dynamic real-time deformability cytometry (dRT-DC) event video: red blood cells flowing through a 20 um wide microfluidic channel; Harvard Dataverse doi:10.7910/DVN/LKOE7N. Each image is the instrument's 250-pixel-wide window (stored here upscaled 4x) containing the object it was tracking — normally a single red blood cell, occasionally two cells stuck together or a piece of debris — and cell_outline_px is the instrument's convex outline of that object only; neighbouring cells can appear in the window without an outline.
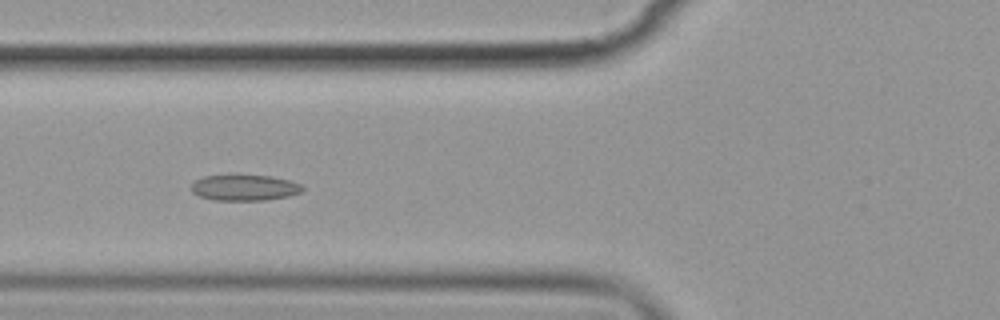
{"species": "common noctule bat (a hibernating species)", "species_latin": "Nyctalus noctula", "temperature_condition": "cold", "stored_images_in_passage": 7, "camera_frame_rate_fps": 3000, "um_per_image_px": 0.085, "animal": {"sex": "female", "body_mass_g": 19.9}, "frame": {"image": 1, "passage_image": 5, "time_ms": 5.667, "image_size_px": [1000, 320], "cell_outline_px": [[304, 192], [288, 196], [264, 200], [212, 200], [200, 196], [192, 192], [192, 184], [196, 180], [204, 176], [272, 176], [288, 180], [300, 184], [304, 188]], "centroid_in_image_um": [20.81, 15.96], "position_along_channel_um": 105.0, "area_um2": 16.53}}
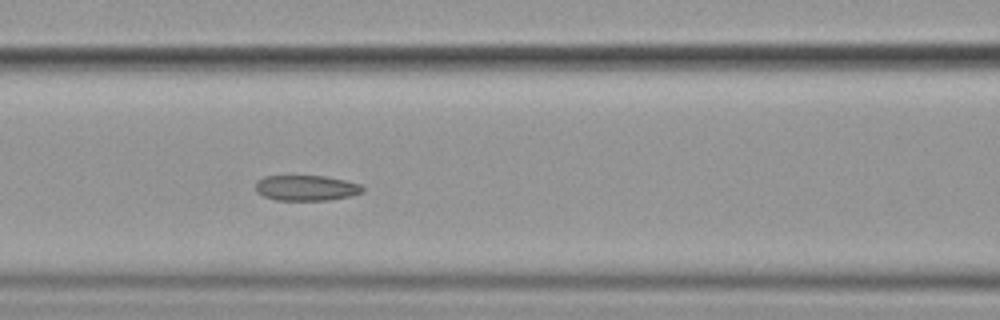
{"frame": {"image": 2, "passage_image": 6, "time_ms": 6.667, "image_size_px": [1000, 320], "cell_outline_px": [[364, 192], [352, 196], [328, 200], [276, 200], [264, 196], [256, 192], [256, 180], [264, 176], [324, 176], [344, 180], [360, 184], [364, 188]], "centroid_in_image_um": [26.04, 15.98], "position_along_channel_um": 140.6, "area_um2": 15.95}}